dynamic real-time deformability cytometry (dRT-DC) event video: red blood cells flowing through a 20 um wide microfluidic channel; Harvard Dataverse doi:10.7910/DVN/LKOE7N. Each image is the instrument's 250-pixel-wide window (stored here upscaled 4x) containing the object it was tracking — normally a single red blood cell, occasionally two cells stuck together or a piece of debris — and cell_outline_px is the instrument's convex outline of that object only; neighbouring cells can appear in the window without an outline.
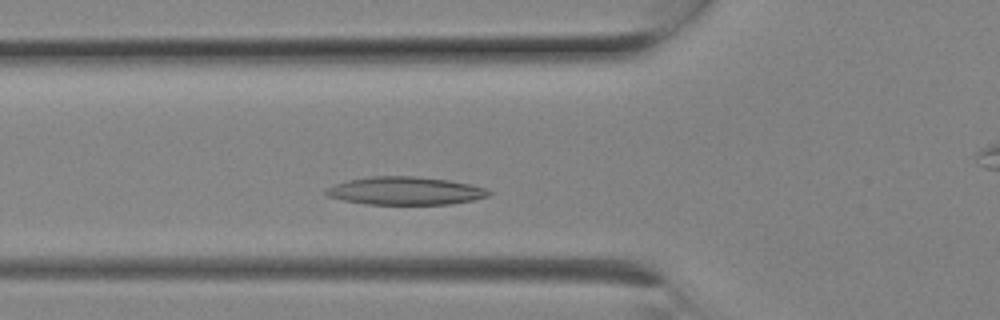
{"species": "Egyptian fruit bat (a non-hibernating species)", "species_latin": "Rousettus aegyptiacus", "temperature_condition": "room temperature", "stored_images_in_passage": 4, "camera_frame_rate_fps": 3000, "um_per_image_px": 0.085, "animal": {"sex": "female"}, "frame": {"image": 1, "passage_image": 4, "time_ms": 1.0, "image_size_px": [1000, 320], "cell_outline_px": [[492, 192], [488, 196], [472, 200], [452, 204], [368, 204], [344, 200], [328, 196], [324, 192], [328, 188], [336, 184], [348, 180], [372, 176], [412, 176], [448, 180], [468, 184], [484, 188]], "centroid_in_image_um": [34.45, 16.22], "position_along_channel_um": 91.3, "area_um2": 26.18}}